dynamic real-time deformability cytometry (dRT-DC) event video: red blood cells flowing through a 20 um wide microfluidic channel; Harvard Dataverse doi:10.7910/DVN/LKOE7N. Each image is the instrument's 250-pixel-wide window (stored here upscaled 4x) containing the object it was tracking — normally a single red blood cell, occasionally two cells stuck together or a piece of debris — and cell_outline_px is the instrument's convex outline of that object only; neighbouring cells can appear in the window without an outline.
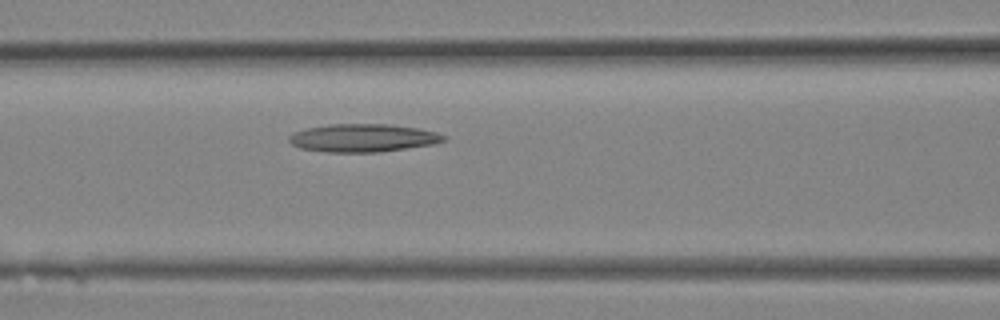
{"species": "Egyptian fruit bat (a non-hibernating species)", "species_latin": "Rousettus aegyptiacus", "temperature_condition": "room temperature", "stored_images_in_passage": 8, "segment_of_instrument_passage": [1, 2], "camera_frame_rate_fps": 3000, "um_per_image_px": 0.085, "animal": {"sex": "female"}, "frame": {"image": 1, "passage_image": 7, "time_ms": 2.0, "image_size_px": [1000, 320], "cell_outline_px": [[448, 140], [432, 144], [380, 152], [328, 152], [300, 148], [292, 144], [288, 140], [288, 136], [292, 132], [308, 128], [328, 124], [388, 124], [416, 128], [436, 132], [448, 136]], "centroid_in_image_um": [30.85, 11.72], "position_along_channel_um": 135.8, "area_um2": 25.26}}